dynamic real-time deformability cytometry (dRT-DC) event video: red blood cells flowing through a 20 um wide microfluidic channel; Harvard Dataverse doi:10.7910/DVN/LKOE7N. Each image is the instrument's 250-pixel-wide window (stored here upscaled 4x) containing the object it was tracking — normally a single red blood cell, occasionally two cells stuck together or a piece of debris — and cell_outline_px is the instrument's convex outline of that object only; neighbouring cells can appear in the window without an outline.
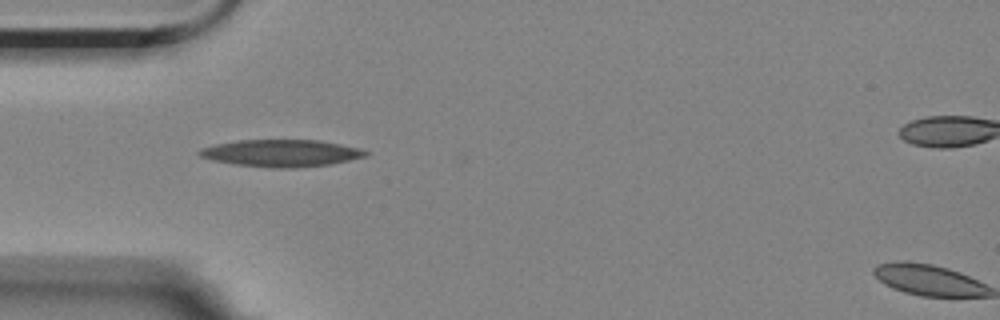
{"species": "Egyptian fruit bat (a non-hibernating species)", "species_latin": "Rousettus aegyptiacus", "temperature_condition": "room temperature", "stored_images_in_passage": 2, "camera_frame_rate_fps": 3000, "um_per_image_px": 0.085, "animal": {"sex": "female"}, "frame": {"image": 1, "passage_image": 1, "time_ms": 0.0, "image_size_px": [1000, 320], "cell_outline_px": [[368, 156], [328, 164], [296, 168], [272, 168], [236, 164], [212, 160], [200, 156], [196, 152], [200, 148], [216, 144], [236, 140], [320, 140], [360, 148], [368, 152]], "centroid_in_image_um": [23.89, 13.01], "position_along_channel_um": 61.1, "area_um2": 26.18}}
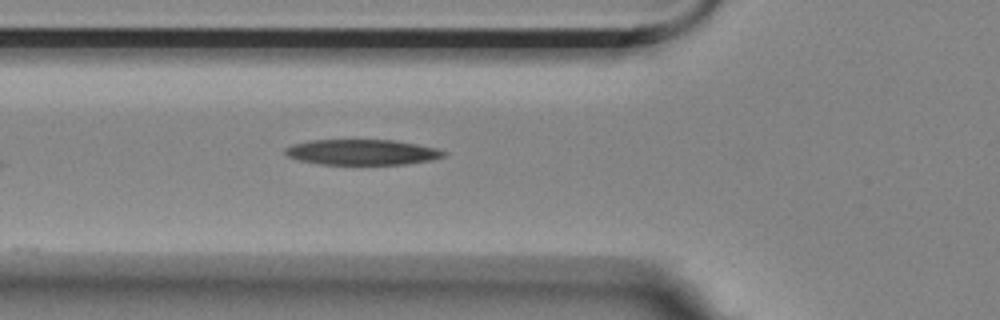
{"frame": {"image": 2, "passage_image": 2, "time_ms": 1.0, "image_size_px": [1000, 320], "cell_outline_px": [[448, 152], [444, 156], [432, 160], [404, 164], [320, 164], [300, 160], [288, 156], [284, 152], [284, 148], [292, 144], [308, 140], [392, 140], [416, 144], [436, 148]], "centroid_in_image_um": [30.76, 12.93], "position_along_channel_um": 95.0, "area_um2": 23.47}}